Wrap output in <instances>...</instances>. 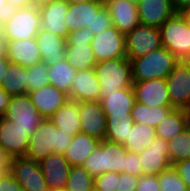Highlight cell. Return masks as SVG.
<instances>
[{
	"instance_id": "cell-1",
	"label": "cell",
	"mask_w": 190,
	"mask_h": 191,
	"mask_svg": "<svg viewBox=\"0 0 190 191\" xmlns=\"http://www.w3.org/2000/svg\"><path fill=\"white\" fill-rule=\"evenodd\" d=\"M73 136L58 129L48 118H43L29 137L25 157L40 162L52 153H65Z\"/></svg>"
},
{
	"instance_id": "cell-2",
	"label": "cell",
	"mask_w": 190,
	"mask_h": 191,
	"mask_svg": "<svg viewBox=\"0 0 190 191\" xmlns=\"http://www.w3.org/2000/svg\"><path fill=\"white\" fill-rule=\"evenodd\" d=\"M130 62L133 82H142L151 79H166L180 60L165 47H161L147 55L133 58Z\"/></svg>"
},
{
	"instance_id": "cell-3",
	"label": "cell",
	"mask_w": 190,
	"mask_h": 191,
	"mask_svg": "<svg viewBox=\"0 0 190 191\" xmlns=\"http://www.w3.org/2000/svg\"><path fill=\"white\" fill-rule=\"evenodd\" d=\"M127 152L121 143L102 140L96 149L90 153L83 167L93 178L104 172L121 173L125 167Z\"/></svg>"
},
{
	"instance_id": "cell-4",
	"label": "cell",
	"mask_w": 190,
	"mask_h": 191,
	"mask_svg": "<svg viewBox=\"0 0 190 191\" xmlns=\"http://www.w3.org/2000/svg\"><path fill=\"white\" fill-rule=\"evenodd\" d=\"M94 70L101 86L100 93L117 92L133 86L131 62L127 57L97 62Z\"/></svg>"
},
{
	"instance_id": "cell-5",
	"label": "cell",
	"mask_w": 190,
	"mask_h": 191,
	"mask_svg": "<svg viewBox=\"0 0 190 191\" xmlns=\"http://www.w3.org/2000/svg\"><path fill=\"white\" fill-rule=\"evenodd\" d=\"M162 47L180 61H190V27L176 12L160 27Z\"/></svg>"
},
{
	"instance_id": "cell-6",
	"label": "cell",
	"mask_w": 190,
	"mask_h": 191,
	"mask_svg": "<svg viewBox=\"0 0 190 191\" xmlns=\"http://www.w3.org/2000/svg\"><path fill=\"white\" fill-rule=\"evenodd\" d=\"M41 30L40 11L36 4L18 9L8 22L2 25V36L6 41L35 38Z\"/></svg>"
},
{
	"instance_id": "cell-7",
	"label": "cell",
	"mask_w": 190,
	"mask_h": 191,
	"mask_svg": "<svg viewBox=\"0 0 190 191\" xmlns=\"http://www.w3.org/2000/svg\"><path fill=\"white\" fill-rule=\"evenodd\" d=\"M126 57L132 60L162 47L158 27L139 24L125 35Z\"/></svg>"
},
{
	"instance_id": "cell-8",
	"label": "cell",
	"mask_w": 190,
	"mask_h": 191,
	"mask_svg": "<svg viewBox=\"0 0 190 191\" xmlns=\"http://www.w3.org/2000/svg\"><path fill=\"white\" fill-rule=\"evenodd\" d=\"M3 117L17 123L29 137L43 119L28 93L12 96Z\"/></svg>"
},
{
	"instance_id": "cell-9",
	"label": "cell",
	"mask_w": 190,
	"mask_h": 191,
	"mask_svg": "<svg viewBox=\"0 0 190 191\" xmlns=\"http://www.w3.org/2000/svg\"><path fill=\"white\" fill-rule=\"evenodd\" d=\"M166 81L171 106L186 110L190 106V61H180Z\"/></svg>"
},
{
	"instance_id": "cell-10",
	"label": "cell",
	"mask_w": 190,
	"mask_h": 191,
	"mask_svg": "<svg viewBox=\"0 0 190 191\" xmlns=\"http://www.w3.org/2000/svg\"><path fill=\"white\" fill-rule=\"evenodd\" d=\"M24 191H49L39 163L25 156L12 158L11 170Z\"/></svg>"
},
{
	"instance_id": "cell-11",
	"label": "cell",
	"mask_w": 190,
	"mask_h": 191,
	"mask_svg": "<svg viewBox=\"0 0 190 191\" xmlns=\"http://www.w3.org/2000/svg\"><path fill=\"white\" fill-rule=\"evenodd\" d=\"M91 46L97 62L126 57L125 34L113 25L94 35Z\"/></svg>"
},
{
	"instance_id": "cell-12",
	"label": "cell",
	"mask_w": 190,
	"mask_h": 191,
	"mask_svg": "<svg viewBox=\"0 0 190 191\" xmlns=\"http://www.w3.org/2000/svg\"><path fill=\"white\" fill-rule=\"evenodd\" d=\"M139 158L144 175L158 176L172 166L167 141L158 136H155L150 146L139 154Z\"/></svg>"
},
{
	"instance_id": "cell-13",
	"label": "cell",
	"mask_w": 190,
	"mask_h": 191,
	"mask_svg": "<svg viewBox=\"0 0 190 191\" xmlns=\"http://www.w3.org/2000/svg\"><path fill=\"white\" fill-rule=\"evenodd\" d=\"M79 103L81 133L88 134L100 141L105 140L106 114L100 101Z\"/></svg>"
},
{
	"instance_id": "cell-14",
	"label": "cell",
	"mask_w": 190,
	"mask_h": 191,
	"mask_svg": "<svg viewBox=\"0 0 190 191\" xmlns=\"http://www.w3.org/2000/svg\"><path fill=\"white\" fill-rule=\"evenodd\" d=\"M136 102L149 106H171L166 79L133 82Z\"/></svg>"
},
{
	"instance_id": "cell-15",
	"label": "cell",
	"mask_w": 190,
	"mask_h": 191,
	"mask_svg": "<svg viewBox=\"0 0 190 191\" xmlns=\"http://www.w3.org/2000/svg\"><path fill=\"white\" fill-rule=\"evenodd\" d=\"M29 144L27 131L15 122L0 117V146L12 157L25 156Z\"/></svg>"
},
{
	"instance_id": "cell-16",
	"label": "cell",
	"mask_w": 190,
	"mask_h": 191,
	"mask_svg": "<svg viewBox=\"0 0 190 191\" xmlns=\"http://www.w3.org/2000/svg\"><path fill=\"white\" fill-rule=\"evenodd\" d=\"M110 13L112 24L121 33L127 34L140 24L137 3L131 0H103Z\"/></svg>"
},
{
	"instance_id": "cell-17",
	"label": "cell",
	"mask_w": 190,
	"mask_h": 191,
	"mask_svg": "<svg viewBox=\"0 0 190 191\" xmlns=\"http://www.w3.org/2000/svg\"><path fill=\"white\" fill-rule=\"evenodd\" d=\"M39 163L48 189L66 188L71 165L62 153H52Z\"/></svg>"
},
{
	"instance_id": "cell-18",
	"label": "cell",
	"mask_w": 190,
	"mask_h": 191,
	"mask_svg": "<svg viewBox=\"0 0 190 191\" xmlns=\"http://www.w3.org/2000/svg\"><path fill=\"white\" fill-rule=\"evenodd\" d=\"M137 10L140 24L158 28L176 13L172 0H141Z\"/></svg>"
},
{
	"instance_id": "cell-19",
	"label": "cell",
	"mask_w": 190,
	"mask_h": 191,
	"mask_svg": "<svg viewBox=\"0 0 190 191\" xmlns=\"http://www.w3.org/2000/svg\"><path fill=\"white\" fill-rule=\"evenodd\" d=\"M43 118H50L68 100L69 95L49 84L28 93Z\"/></svg>"
},
{
	"instance_id": "cell-20",
	"label": "cell",
	"mask_w": 190,
	"mask_h": 191,
	"mask_svg": "<svg viewBox=\"0 0 190 191\" xmlns=\"http://www.w3.org/2000/svg\"><path fill=\"white\" fill-rule=\"evenodd\" d=\"M103 6V0L69 4L65 18L68 34L85 27L91 30V21Z\"/></svg>"
},
{
	"instance_id": "cell-21",
	"label": "cell",
	"mask_w": 190,
	"mask_h": 191,
	"mask_svg": "<svg viewBox=\"0 0 190 191\" xmlns=\"http://www.w3.org/2000/svg\"><path fill=\"white\" fill-rule=\"evenodd\" d=\"M68 6L69 3L66 0L39 5L41 28L66 38L68 32L65 18Z\"/></svg>"
},
{
	"instance_id": "cell-22",
	"label": "cell",
	"mask_w": 190,
	"mask_h": 191,
	"mask_svg": "<svg viewBox=\"0 0 190 191\" xmlns=\"http://www.w3.org/2000/svg\"><path fill=\"white\" fill-rule=\"evenodd\" d=\"M100 87L94 68L77 71L69 99L77 102L99 101Z\"/></svg>"
},
{
	"instance_id": "cell-23",
	"label": "cell",
	"mask_w": 190,
	"mask_h": 191,
	"mask_svg": "<svg viewBox=\"0 0 190 191\" xmlns=\"http://www.w3.org/2000/svg\"><path fill=\"white\" fill-rule=\"evenodd\" d=\"M6 58L25 68L40 63L41 54L36 38L6 41Z\"/></svg>"
},
{
	"instance_id": "cell-24",
	"label": "cell",
	"mask_w": 190,
	"mask_h": 191,
	"mask_svg": "<svg viewBox=\"0 0 190 191\" xmlns=\"http://www.w3.org/2000/svg\"><path fill=\"white\" fill-rule=\"evenodd\" d=\"M99 101L106 115L131 116V110L136 102L135 92L133 87H130L117 92L100 93Z\"/></svg>"
},
{
	"instance_id": "cell-25",
	"label": "cell",
	"mask_w": 190,
	"mask_h": 191,
	"mask_svg": "<svg viewBox=\"0 0 190 191\" xmlns=\"http://www.w3.org/2000/svg\"><path fill=\"white\" fill-rule=\"evenodd\" d=\"M35 38L41 60L47 65H55L65 59L66 40L64 37L41 28Z\"/></svg>"
},
{
	"instance_id": "cell-26",
	"label": "cell",
	"mask_w": 190,
	"mask_h": 191,
	"mask_svg": "<svg viewBox=\"0 0 190 191\" xmlns=\"http://www.w3.org/2000/svg\"><path fill=\"white\" fill-rule=\"evenodd\" d=\"M100 140L84 133H77L64 154L71 166H83L84 162L99 145Z\"/></svg>"
},
{
	"instance_id": "cell-27",
	"label": "cell",
	"mask_w": 190,
	"mask_h": 191,
	"mask_svg": "<svg viewBox=\"0 0 190 191\" xmlns=\"http://www.w3.org/2000/svg\"><path fill=\"white\" fill-rule=\"evenodd\" d=\"M49 119L58 129L73 137L81 132L79 103L77 101L69 99Z\"/></svg>"
},
{
	"instance_id": "cell-28",
	"label": "cell",
	"mask_w": 190,
	"mask_h": 191,
	"mask_svg": "<svg viewBox=\"0 0 190 191\" xmlns=\"http://www.w3.org/2000/svg\"><path fill=\"white\" fill-rule=\"evenodd\" d=\"M65 59L77 70L92 69L97 64L91 44L66 43Z\"/></svg>"
},
{
	"instance_id": "cell-29",
	"label": "cell",
	"mask_w": 190,
	"mask_h": 191,
	"mask_svg": "<svg viewBox=\"0 0 190 191\" xmlns=\"http://www.w3.org/2000/svg\"><path fill=\"white\" fill-rule=\"evenodd\" d=\"M188 125L186 110L174 108L155 128L156 136L168 142L181 133Z\"/></svg>"
},
{
	"instance_id": "cell-30",
	"label": "cell",
	"mask_w": 190,
	"mask_h": 191,
	"mask_svg": "<svg viewBox=\"0 0 190 191\" xmlns=\"http://www.w3.org/2000/svg\"><path fill=\"white\" fill-rule=\"evenodd\" d=\"M27 68L10 62L5 70L1 87L12 97L26 94Z\"/></svg>"
},
{
	"instance_id": "cell-31",
	"label": "cell",
	"mask_w": 190,
	"mask_h": 191,
	"mask_svg": "<svg viewBox=\"0 0 190 191\" xmlns=\"http://www.w3.org/2000/svg\"><path fill=\"white\" fill-rule=\"evenodd\" d=\"M155 136L156 131L153 126L133 123L128 133V140L123 145L128 152L140 154L150 146Z\"/></svg>"
},
{
	"instance_id": "cell-32",
	"label": "cell",
	"mask_w": 190,
	"mask_h": 191,
	"mask_svg": "<svg viewBox=\"0 0 190 191\" xmlns=\"http://www.w3.org/2000/svg\"><path fill=\"white\" fill-rule=\"evenodd\" d=\"M76 72L66 59L55 65H48L49 83L69 95Z\"/></svg>"
},
{
	"instance_id": "cell-33",
	"label": "cell",
	"mask_w": 190,
	"mask_h": 191,
	"mask_svg": "<svg viewBox=\"0 0 190 191\" xmlns=\"http://www.w3.org/2000/svg\"><path fill=\"white\" fill-rule=\"evenodd\" d=\"M173 109L172 106L149 107L135 102L131 110V118L134 123H144L156 128Z\"/></svg>"
},
{
	"instance_id": "cell-34",
	"label": "cell",
	"mask_w": 190,
	"mask_h": 191,
	"mask_svg": "<svg viewBox=\"0 0 190 191\" xmlns=\"http://www.w3.org/2000/svg\"><path fill=\"white\" fill-rule=\"evenodd\" d=\"M133 123L131 116L106 115L105 140L124 144L128 140V133Z\"/></svg>"
},
{
	"instance_id": "cell-35",
	"label": "cell",
	"mask_w": 190,
	"mask_h": 191,
	"mask_svg": "<svg viewBox=\"0 0 190 191\" xmlns=\"http://www.w3.org/2000/svg\"><path fill=\"white\" fill-rule=\"evenodd\" d=\"M169 159L173 165L190 159V125L181 133L167 142Z\"/></svg>"
},
{
	"instance_id": "cell-36",
	"label": "cell",
	"mask_w": 190,
	"mask_h": 191,
	"mask_svg": "<svg viewBox=\"0 0 190 191\" xmlns=\"http://www.w3.org/2000/svg\"><path fill=\"white\" fill-rule=\"evenodd\" d=\"M67 191H94V178L83 166H72L66 184Z\"/></svg>"
},
{
	"instance_id": "cell-37",
	"label": "cell",
	"mask_w": 190,
	"mask_h": 191,
	"mask_svg": "<svg viewBox=\"0 0 190 191\" xmlns=\"http://www.w3.org/2000/svg\"><path fill=\"white\" fill-rule=\"evenodd\" d=\"M48 65L41 61L27 68L26 94L49 85Z\"/></svg>"
},
{
	"instance_id": "cell-38",
	"label": "cell",
	"mask_w": 190,
	"mask_h": 191,
	"mask_svg": "<svg viewBox=\"0 0 190 191\" xmlns=\"http://www.w3.org/2000/svg\"><path fill=\"white\" fill-rule=\"evenodd\" d=\"M158 179L161 191H189L173 166L160 173Z\"/></svg>"
},
{
	"instance_id": "cell-39",
	"label": "cell",
	"mask_w": 190,
	"mask_h": 191,
	"mask_svg": "<svg viewBox=\"0 0 190 191\" xmlns=\"http://www.w3.org/2000/svg\"><path fill=\"white\" fill-rule=\"evenodd\" d=\"M118 173L104 172L94 178V191H116Z\"/></svg>"
},
{
	"instance_id": "cell-40",
	"label": "cell",
	"mask_w": 190,
	"mask_h": 191,
	"mask_svg": "<svg viewBox=\"0 0 190 191\" xmlns=\"http://www.w3.org/2000/svg\"><path fill=\"white\" fill-rule=\"evenodd\" d=\"M112 19L106 7L103 6L91 21V33L97 35L112 26Z\"/></svg>"
},
{
	"instance_id": "cell-41",
	"label": "cell",
	"mask_w": 190,
	"mask_h": 191,
	"mask_svg": "<svg viewBox=\"0 0 190 191\" xmlns=\"http://www.w3.org/2000/svg\"><path fill=\"white\" fill-rule=\"evenodd\" d=\"M137 182L135 191H161L158 176L142 174Z\"/></svg>"
},
{
	"instance_id": "cell-42",
	"label": "cell",
	"mask_w": 190,
	"mask_h": 191,
	"mask_svg": "<svg viewBox=\"0 0 190 191\" xmlns=\"http://www.w3.org/2000/svg\"><path fill=\"white\" fill-rule=\"evenodd\" d=\"M140 164L139 154L127 152L125 157V167H123L122 172L140 176L142 175V168Z\"/></svg>"
},
{
	"instance_id": "cell-43",
	"label": "cell",
	"mask_w": 190,
	"mask_h": 191,
	"mask_svg": "<svg viewBox=\"0 0 190 191\" xmlns=\"http://www.w3.org/2000/svg\"><path fill=\"white\" fill-rule=\"evenodd\" d=\"M138 176L129 173H118V184L116 191H135L137 188Z\"/></svg>"
},
{
	"instance_id": "cell-44",
	"label": "cell",
	"mask_w": 190,
	"mask_h": 191,
	"mask_svg": "<svg viewBox=\"0 0 190 191\" xmlns=\"http://www.w3.org/2000/svg\"><path fill=\"white\" fill-rule=\"evenodd\" d=\"M94 35L86 27L79 29L74 33L68 34L65 38L66 43H86L91 44Z\"/></svg>"
},
{
	"instance_id": "cell-45",
	"label": "cell",
	"mask_w": 190,
	"mask_h": 191,
	"mask_svg": "<svg viewBox=\"0 0 190 191\" xmlns=\"http://www.w3.org/2000/svg\"><path fill=\"white\" fill-rule=\"evenodd\" d=\"M0 191H24L9 171L0 177Z\"/></svg>"
},
{
	"instance_id": "cell-46",
	"label": "cell",
	"mask_w": 190,
	"mask_h": 191,
	"mask_svg": "<svg viewBox=\"0 0 190 191\" xmlns=\"http://www.w3.org/2000/svg\"><path fill=\"white\" fill-rule=\"evenodd\" d=\"M190 191V159L172 165Z\"/></svg>"
},
{
	"instance_id": "cell-47",
	"label": "cell",
	"mask_w": 190,
	"mask_h": 191,
	"mask_svg": "<svg viewBox=\"0 0 190 191\" xmlns=\"http://www.w3.org/2000/svg\"><path fill=\"white\" fill-rule=\"evenodd\" d=\"M19 8L13 6L10 3L4 4V7L0 8V23L5 24L10 20V18L17 12Z\"/></svg>"
},
{
	"instance_id": "cell-48",
	"label": "cell",
	"mask_w": 190,
	"mask_h": 191,
	"mask_svg": "<svg viewBox=\"0 0 190 191\" xmlns=\"http://www.w3.org/2000/svg\"><path fill=\"white\" fill-rule=\"evenodd\" d=\"M11 161L12 157L0 146V177L11 170Z\"/></svg>"
},
{
	"instance_id": "cell-49",
	"label": "cell",
	"mask_w": 190,
	"mask_h": 191,
	"mask_svg": "<svg viewBox=\"0 0 190 191\" xmlns=\"http://www.w3.org/2000/svg\"><path fill=\"white\" fill-rule=\"evenodd\" d=\"M11 96L0 86V117L6 113Z\"/></svg>"
},
{
	"instance_id": "cell-50",
	"label": "cell",
	"mask_w": 190,
	"mask_h": 191,
	"mask_svg": "<svg viewBox=\"0 0 190 191\" xmlns=\"http://www.w3.org/2000/svg\"><path fill=\"white\" fill-rule=\"evenodd\" d=\"M7 3L16 6L17 8H27L35 4V0H6Z\"/></svg>"
},
{
	"instance_id": "cell-51",
	"label": "cell",
	"mask_w": 190,
	"mask_h": 191,
	"mask_svg": "<svg viewBox=\"0 0 190 191\" xmlns=\"http://www.w3.org/2000/svg\"><path fill=\"white\" fill-rule=\"evenodd\" d=\"M172 3L176 12L190 7V0H172Z\"/></svg>"
},
{
	"instance_id": "cell-52",
	"label": "cell",
	"mask_w": 190,
	"mask_h": 191,
	"mask_svg": "<svg viewBox=\"0 0 190 191\" xmlns=\"http://www.w3.org/2000/svg\"><path fill=\"white\" fill-rule=\"evenodd\" d=\"M10 64V61L6 57L0 58V86L2 83L3 76L5 75V70Z\"/></svg>"
},
{
	"instance_id": "cell-53",
	"label": "cell",
	"mask_w": 190,
	"mask_h": 191,
	"mask_svg": "<svg viewBox=\"0 0 190 191\" xmlns=\"http://www.w3.org/2000/svg\"><path fill=\"white\" fill-rule=\"evenodd\" d=\"M179 13L185 20L186 24L190 27V7L181 10Z\"/></svg>"
},
{
	"instance_id": "cell-54",
	"label": "cell",
	"mask_w": 190,
	"mask_h": 191,
	"mask_svg": "<svg viewBox=\"0 0 190 191\" xmlns=\"http://www.w3.org/2000/svg\"><path fill=\"white\" fill-rule=\"evenodd\" d=\"M6 57V40L0 36V58Z\"/></svg>"
},
{
	"instance_id": "cell-55",
	"label": "cell",
	"mask_w": 190,
	"mask_h": 191,
	"mask_svg": "<svg viewBox=\"0 0 190 191\" xmlns=\"http://www.w3.org/2000/svg\"><path fill=\"white\" fill-rule=\"evenodd\" d=\"M55 1H60V0H35V4L37 6H39V5H42V4H45V3H52V2H55Z\"/></svg>"
},
{
	"instance_id": "cell-56",
	"label": "cell",
	"mask_w": 190,
	"mask_h": 191,
	"mask_svg": "<svg viewBox=\"0 0 190 191\" xmlns=\"http://www.w3.org/2000/svg\"><path fill=\"white\" fill-rule=\"evenodd\" d=\"M69 4L73 3H82V2H90V1H95V0H66Z\"/></svg>"
},
{
	"instance_id": "cell-57",
	"label": "cell",
	"mask_w": 190,
	"mask_h": 191,
	"mask_svg": "<svg viewBox=\"0 0 190 191\" xmlns=\"http://www.w3.org/2000/svg\"><path fill=\"white\" fill-rule=\"evenodd\" d=\"M186 112H187L188 121H189V125H190V106L186 109Z\"/></svg>"
},
{
	"instance_id": "cell-58",
	"label": "cell",
	"mask_w": 190,
	"mask_h": 191,
	"mask_svg": "<svg viewBox=\"0 0 190 191\" xmlns=\"http://www.w3.org/2000/svg\"><path fill=\"white\" fill-rule=\"evenodd\" d=\"M49 191H67L66 188H57V189H52Z\"/></svg>"
},
{
	"instance_id": "cell-59",
	"label": "cell",
	"mask_w": 190,
	"mask_h": 191,
	"mask_svg": "<svg viewBox=\"0 0 190 191\" xmlns=\"http://www.w3.org/2000/svg\"><path fill=\"white\" fill-rule=\"evenodd\" d=\"M6 3H7L6 0H0V8L4 7V4H6Z\"/></svg>"
},
{
	"instance_id": "cell-60",
	"label": "cell",
	"mask_w": 190,
	"mask_h": 191,
	"mask_svg": "<svg viewBox=\"0 0 190 191\" xmlns=\"http://www.w3.org/2000/svg\"><path fill=\"white\" fill-rule=\"evenodd\" d=\"M0 36H2V25L0 23Z\"/></svg>"
},
{
	"instance_id": "cell-61",
	"label": "cell",
	"mask_w": 190,
	"mask_h": 191,
	"mask_svg": "<svg viewBox=\"0 0 190 191\" xmlns=\"http://www.w3.org/2000/svg\"><path fill=\"white\" fill-rule=\"evenodd\" d=\"M132 2L138 3L141 0H131Z\"/></svg>"
}]
</instances>
